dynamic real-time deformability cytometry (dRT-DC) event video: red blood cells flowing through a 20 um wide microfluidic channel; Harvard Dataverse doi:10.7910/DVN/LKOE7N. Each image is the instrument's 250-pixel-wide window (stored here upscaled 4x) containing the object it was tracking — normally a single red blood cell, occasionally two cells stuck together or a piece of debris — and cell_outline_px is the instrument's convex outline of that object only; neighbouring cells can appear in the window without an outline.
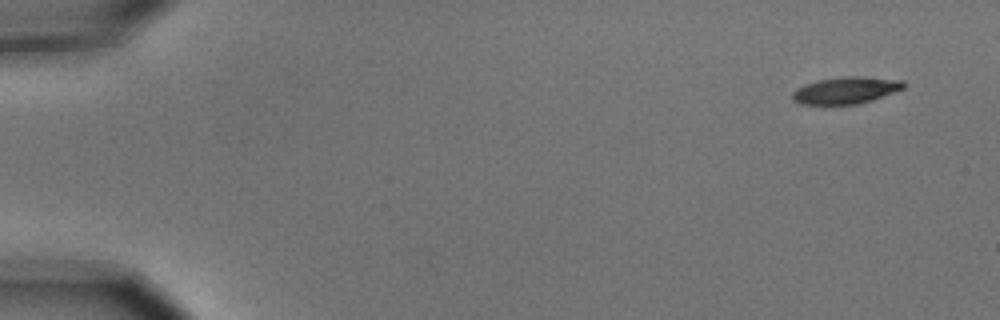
{"species": "common noctule bat (a hibernating species)", "species_latin": "Nyctalus noctula", "temperature_condition": "cold", "stored_images_in_passage": 4, "camera_frame_rate_fps": 3000, "um_per_image_px": 0.085, "animal": {"sex": "male", "body_mass_g": 15.6}, "frame": {"image": 1, "passage_image": 1, "time_ms": 0.0, "image_size_px": [1000, 320], "cell_outline_px": [[904, 88], [872, 100], [856, 104], [800, 104], [792, 100], [792, 92], [796, 88], [804, 84], [820, 80], [848, 76], [856, 76], [904, 80]], "centroid_in_image_um": [71.87, 7.68], "position_along_channel_um": 13.1, "area_um2": 17.22}}
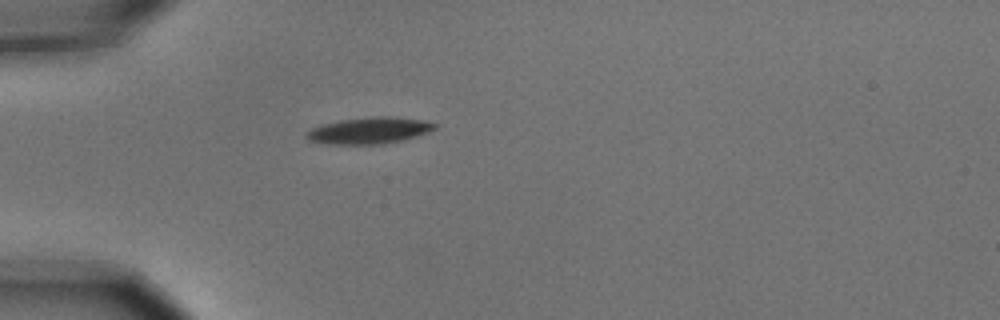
{"frame": {"image": 2, "passage_image": 4, "time_ms": 1.0, "image_size_px": [1000, 320], "cell_outline_px": [[436, 128], [428, 132], [416, 136], [384, 144], [332, 144], [308, 140], [304, 136], [312, 128], [320, 124], [340, 120], [376, 116], [388, 116], [424, 120], [436, 124]], "centroid_in_image_um": [31.37, 11.09], "position_along_channel_um": 53.6, "area_um2": 19.65}}